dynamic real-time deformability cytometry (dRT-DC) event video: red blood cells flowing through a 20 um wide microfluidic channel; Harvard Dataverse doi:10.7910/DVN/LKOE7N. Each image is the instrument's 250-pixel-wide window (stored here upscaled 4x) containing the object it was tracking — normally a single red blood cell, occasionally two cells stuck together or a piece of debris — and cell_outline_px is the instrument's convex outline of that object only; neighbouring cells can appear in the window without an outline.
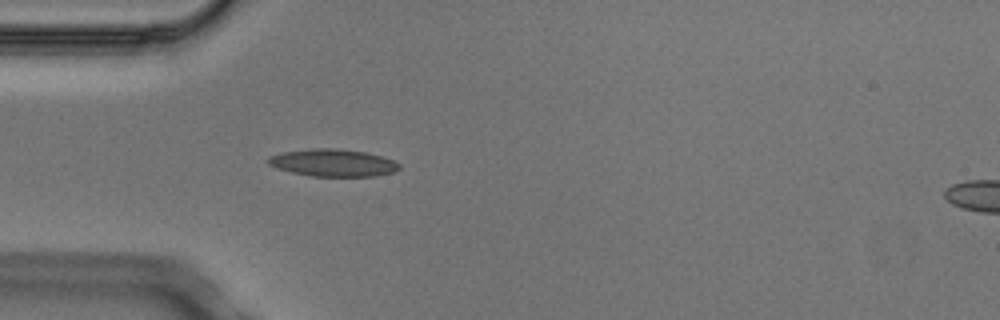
{"species": "Egyptian fruit bat (a non-hibernating species)", "species_latin": "Rousettus aegyptiacus", "temperature_condition": "cold", "stored_images_in_passage": 4, "camera_frame_rate_fps": 3000, "um_per_image_px": 0.085, "animal": {"sex": "male"}, "frame": {"image": 1, "passage_image": 4, "time_ms": 1.0, "image_size_px": [1000, 320], "cell_outline_px": [[400, 168], [396, 172], [376, 176], [312, 176], [292, 172], [276, 168], [268, 164], [264, 160], [268, 156], [284, 152], [312, 148], [332, 148], [364, 152], [380, 156], [392, 160], [400, 164]], "centroid_in_image_um": [28.28, 13.84], "position_along_channel_um": 56.7, "area_um2": 20.87}}